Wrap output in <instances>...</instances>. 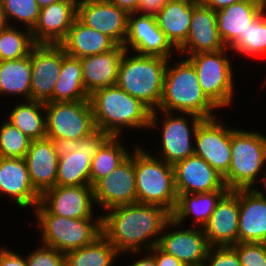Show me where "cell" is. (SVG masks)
<instances>
[{"label": "cell", "mask_w": 266, "mask_h": 266, "mask_svg": "<svg viewBox=\"0 0 266 266\" xmlns=\"http://www.w3.org/2000/svg\"><path fill=\"white\" fill-rule=\"evenodd\" d=\"M229 48L241 57L266 56V15L261 12Z\"/></svg>", "instance_id": "36"}, {"label": "cell", "mask_w": 266, "mask_h": 266, "mask_svg": "<svg viewBox=\"0 0 266 266\" xmlns=\"http://www.w3.org/2000/svg\"><path fill=\"white\" fill-rule=\"evenodd\" d=\"M0 266H28L26 256H21L16 251L9 249H0Z\"/></svg>", "instance_id": "43"}, {"label": "cell", "mask_w": 266, "mask_h": 266, "mask_svg": "<svg viewBox=\"0 0 266 266\" xmlns=\"http://www.w3.org/2000/svg\"><path fill=\"white\" fill-rule=\"evenodd\" d=\"M60 0H36L40 8L59 2Z\"/></svg>", "instance_id": "50"}, {"label": "cell", "mask_w": 266, "mask_h": 266, "mask_svg": "<svg viewBox=\"0 0 266 266\" xmlns=\"http://www.w3.org/2000/svg\"><path fill=\"white\" fill-rule=\"evenodd\" d=\"M243 0H200L199 2L218 11Z\"/></svg>", "instance_id": "47"}, {"label": "cell", "mask_w": 266, "mask_h": 266, "mask_svg": "<svg viewBox=\"0 0 266 266\" xmlns=\"http://www.w3.org/2000/svg\"><path fill=\"white\" fill-rule=\"evenodd\" d=\"M34 45L28 28L5 25L0 29V61L22 59Z\"/></svg>", "instance_id": "37"}, {"label": "cell", "mask_w": 266, "mask_h": 266, "mask_svg": "<svg viewBox=\"0 0 266 266\" xmlns=\"http://www.w3.org/2000/svg\"><path fill=\"white\" fill-rule=\"evenodd\" d=\"M204 266H241L237 252L231 246L210 247Z\"/></svg>", "instance_id": "42"}, {"label": "cell", "mask_w": 266, "mask_h": 266, "mask_svg": "<svg viewBox=\"0 0 266 266\" xmlns=\"http://www.w3.org/2000/svg\"><path fill=\"white\" fill-rule=\"evenodd\" d=\"M262 12L261 0H243L216 11L220 38L230 47Z\"/></svg>", "instance_id": "27"}, {"label": "cell", "mask_w": 266, "mask_h": 266, "mask_svg": "<svg viewBox=\"0 0 266 266\" xmlns=\"http://www.w3.org/2000/svg\"><path fill=\"white\" fill-rule=\"evenodd\" d=\"M78 0H60L40 8L38 21L31 30L35 44H60L77 18Z\"/></svg>", "instance_id": "22"}, {"label": "cell", "mask_w": 266, "mask_h": 266, "mask_svg": "<svg viewBox=\"0 0 266 266\" xmlns=\"http://www.w3.org/2000/svg\"><path fill=\"white\" fill-rule=\"evenodd\" d=\"M40 243L63 254L91 244L102 234L101 215L96 218H65L52 213H35Z\"/></svg>", "instance_id": "9"}, {"label": "cell", "mask_w": 266, "mask_h": 266, "mask_svg": "<svg viewBox=\"0 0 266 266\" xmlns=\"http://www.w3.org/2000/svg\"><path fill=\"white\" fill-rule=\"evenodd\" d=\"M262 12L266 15V0H261Z\"/></svg>", "instance_id": "53"}, {"label": "cell", "mask_w": 266, "mask_h": 266, "mask_svg": "<svg viewBox=\"0 0 266 266\" xmlns=\"http://www.w3.org/2000/svg\"><path fill=\"white\" fill-rule=\"evenodd\" d=\"M148 252L154 256L157 266H185L180 260L163 251L158 245H155Z\"/></svg>", "instance_id": "44"}, {"label": "cell", "mask_w": 266, "mask_h": 266, "mask_svg": "<svg viewBox=\"0 0 266 266\" xmlns=\"http://www.w3.org/2000/svg\"><path fill=\"white\" fill-rule=\"evenodd\" d=\"M46 137L80 140L96 130L90 100L47 102Z\"/></svg>", "instance_id": "10"}, {"label": "cell", "mask_w": 266, "mask_h": 266, "mask_svg": "<svg viewBox=\"0 0 266 266\" xmlns=\"http://www.w3.org/2000/svg\"><path fill=\"white\" fill-rule=\"evenodd\" d=\"M24 159L32 186L40 195L57 186L59 156L50 138L32 140Z\"/></svg>", "instance_id": "25"}, {"label": "cell", "mask_w": 266, "mask_h": 266, "mask_svg": "<svg viewBox=\"0 0 266 266\" xmlns=\"http://www.w3.org/2000/svg\"><path fill=\"white\" fill-rule=\"evenodd\" d=\"M93 187L55 186L40 195L39 204L33 213H52L65 218H95L96 205ZM95 215V216H94Z\"/></svg>", "instance_id": "11"}, {"label": "cell", "mask_w": 266, "mask_h": 266, "mask_svg": "<svg viewBox=\"0 0 266 266\" xmlns=\"http://www.w3.org/2000/svg\"><path fill=\"white\" fill-rule=\"evenodd\" d=\"M59 157L66 156L76 150L77 140L65 138H50Z\"/></svg>", "instance_id": "45"}, {"label": "cell", "mask_w": 266, "mask_h": 266, "mask_svg": "<svg viewBox=\"0 0 266 266\" xmlns=\"http://www.w3.org/2000/svg\"><path fill=\"white\" fill-rule=\"evenodd\" d=\"M174 60L168 59L158 110L190 113L203 119L216 117L219 109L203 93L194 66L184 57Z\"/></svg>", "instance_id": "3"}, {"label": "cell", "mask_w": 266, "mask_h": 266, "mask_svg": "<svg viewBox=\"0 0 266 266\" xmlns=\"http://www.w3.org/2000/svg\"><path fill=\"white\" fill-rule=\"evenodd\" d=\"M77 18L108 36L116 45H124L128 13L117 5L108 0H78Z\"/></svg>", "instance_id": "18"}, {"label": "cell", "mask_w": 266, "mask_h": 266, "mask_svg": "<svg viewBox=\"0 0 266 266\" xmlns=\"http://www.w3.org/2000/svg\"><path fill=\"white\" fill-rule=\"evenodd\" d=\"M6 25L19 27V24L32 30L36 25L40 7L36 0H0ZM12 19V20H11ZM16 20V21H15ZM13 22L16 24H13Z\"/></svg>", "instance_id": "38"}, {"label": "cell", "mask_w": 266, "mask_h": 266, "mask_svg": "<svg viewBox=\"0 0 266 266\" xmlns=\"http://www.w3.org/2000/svg\"><path fill=\"white\" fill-rule=\"evenodd\" d=\"M261 184H262L261 186L264 185L263 188H264V187H265V188L263 189V191H265V190H266V175H265L264 178L262 179ZM259 191H260L264 196H266V193H264V192L262 191V188H261Z\"/></svg>", "instance_id": "52"}, {"label": "cell", "mask_w": 266, "mask_h": 266, "mask_svg": "<svg viewBox=\"0 0 266 266\" xmlns=\"http://www.w3.org/2000/svg\"><path fill=\"white\" fill-rule=\"evenodd\" d=\"M89 100L85 91L80 58L65 54L61 72L55 84L51 102H75Z\"/></svg>", "instance_id": "32"}, {"label": "cell", "mask_w": 266, "mask_h": 266, "mask_svg": "<svg viewBox=\"0 0 266 266\" xmlns=\"http://www.w3.org/2000/svg\"><path fill=\"white\" fill-rule=\"evenodd\" d=\"M65 54L60 44H35L32 47L30 100L51 102Z\"/></svg>", "instance_id": "17"}, {"label": "cell", "mask_w": 266, "mask_h": 266, "mask_svg": "<svg viewBox=\"0 0 266 266\" xmlns=\"http://www.w3.org/2000/svg\"><path fill=\"white\" fill-rule=\"evenodd\" d=\"M31 76V51L22 59L0 61V95L30 100Z\"/></svg>", "instance_id": "31"}, {"label": "cell", "mask_w": 266, "mask_h": 266, "mask_svg": "<svg viewBox=\"0 0 266 266\" xmlns=\"http://www.w3.org/2000/svg\"><path fill=\"white\" fill-rule=\"evenodd\" d=\"M89 100L96 129L110 136L122 137L124 129H149L151 110L117 84L95 90Z\"/></svg>", "instance_id": "2"}, {"label": "cell", "mask_w": 266, "mask_h": 266, "mask_svg": "<svg viewBox=\"0 0 266 266\" xmlns=\"http://www.w3.org/2000/svg\"><path fill=\"white\" fill-rule=\"evenodd\" d=\"M129 53L125 50L120 60L117 85L151 111L157 110L163 95L168 59Z\"/></svg>", "instance_id": "4"}, {"label": "cell", "mask_w": 266, "mask_h": 266, "mask_svg": "<svg viewBox=\"0 0 266 266\" xmlns=\"http://www.w3.org/2000/svg\"><path fill=\"white\" fill-rule=\"evenodd\" d=\"M231 153L230 168L223 176L225 186L237 190L260 185L266 175V135L231 128Z\"/></svg>", "instance_id": "5"}, {"label": "cell", "mask_w": 266, "mask_h": 266, "mask_svg": "<svg viewBox=\"0 0 266 266\" xmlns=\"http://www.w3.org/2000/svg\"><path fill=\"white\" fill-rule=\"evenodd\" d=\"M10 112L6 119L28 138L37 140L46 137L45 103L22 100Z\"/></svg>", "instance_id": "33"}, {"label": "cell", "mask_w": 266, "mask_h": 266, "mask_svg": "<svg viewBox=\"0 0 266 266\" xmlns=\"http://www.w3.org/2000/svg\"><path fill=\"white\" fill-rule=\"evenodd\" d=\"M224 48L226 47L218 32L216 11L194 0L188 37L177 54L185 57Z\"/></svg>", "instance_id": "21"}, {"label": "cell", "mask_w": 266, "mask_h": 266, "mask_svg": "<svg viewBox=\"0 0 266 266\" xmlns=\"http://www.w3.org/2000/svg\"><path fill=\"white\" fill-rule=\"evenodd\" d=\"M105 212L101 215L102 235L122 255L140 256L142 251L158 245L163 228L171 219V213L162 206L139 202Z\"/></svg>", "instance_id": "1"}, {"label": "cell", "mask_w": 266, "mask_h": 266, "mask_svg": "<svg viewBox=\"0 0 266 266\" xmlns=\"http://www.w3.org/2000/svg\"><path fill=\"white\" fill-rule=\"evenodd\" d=\"M259 188L239 189L238 243L266 239V196Z\"/></svg>", "instance_id": "24"}, {"label": "cell", "mask_w": 266, "mask_h": 266, "mask_svg": "<svg viewBox=\"0 0 266 266\" xmlns=\"http://www.w3.org/2000/svg\"><path fill=\"white\" fill-rule=\"evenodd\" d=\"M142 256L143 257L138 260L134 261L133 259V261H131L132 263H129L130 265L127 266H157L155 258L150 252L148 253V251H146L145 255Z\"/></svg>", "instance_id": "49"}, {"label": "cell", "mask_w": 266, "mask_h": 266, "mask_svg": "<svg viewBox=\"0 0 266 266\" xmlns=\"http://www.w3.org/2000/svg\"><path fill=\"white\" fill-rule=\"evenodd\" d=\"M0 193L23 209L39 204L40 194L32 186L24 158L0 157Z\"/></svg>", "instance_id": "23"}, {"label": "cell", "mask_w": 266, "mask_h": 266, "mask_svg": "<svg viewBox=\"0 0 266 266\" xmlns=\"http://www.w3.org/2000/svg\"><path fill=\"white\" fill-rule=\"evenodd\" d=\"M227 191H213L209 193H184L178 194L177 203L174 211L171 213V218L179 223L192 217L193 227L203 228L209 221L214 209L220 198ZM197 225V226H196Z\"/></svg>", "instance_id": "30"}, {"label": "cell", "mask_w": 266, "mask_h": 266, "mask_svg": "<svg viewBox=\"0 0 266 266\" xmlns=\"http://www.w3.org/2000/svg\"><path fill=\"white\" fill-rule=\"evenodd\" d=\"M110 3L117 5L119 8L125 10L128 14L137 11L140 0H108Z\"/></svg>", "instance_id": "48"}, {"label": "cell", "mask_w": 266, "mask_h": 266, "mask_svg": "<svg viewBox=\"0 0 266 266\" xmlns=\"http://www.w3.org/2000/svg\"><path fill=\"white\" fill-rule=\"evenodd\" d=\"M122 256L101 234L91 244L65 254V266H114Z\"/></svg>", "instance_id": "34"}, {"label": "cell", "mask_w": 266, "mask_h": 266, "mask_svg": "<svg viewBox=\"0 0 266 266\" xmlns=\"http://www.w3.org/2000/svg\"><path fill=\"white\" fill-rule=\"evenodd\" d=\"M39 245L27 254L28 266H65V254L42 243Z\"/></svg>", "instance_id": "41"}, {"label": "cell", "mask_w": 266, "mask_h": 266, "mask_svg": "<svg viewBox=\"0 0 266 266\" xmlns=\"http://www.w3.org/2000/svg\"><path fill=\"white\" fill-rule=\"evenodd\" d=\"M31 139L11 124L7 119L0 125V157L24 158Z\"/></svg>", "instance_id": "39"}, {"label": "cell", "mask_w": 266, "mask_h": 266, "mask_svg": "<svg viewBox=\"0 0 266 266\" xmlns=\"http://www.w3.org/2000/svg\"><path fill=\"white\" fill-rule=\"evenodd\" d=\"M194 155L203 158L222 177L231 162V127L225 126L218 117L204 119L194 138Z\"/></svg>", "instance_id": "12"}, {"label": "cell", "mask_w": 266, "mask_h": 266, "mask_svg": "<svg viewBox=\"0 0 266 266\" xmlns=\"http://www.w3.org/2000/svg\"><path fill=\"white\" fill-rule=\"evenodd\" d=\"M110 137L96 129L84 139L77 140L76 150L58 159L57 186L90 185L92 158Z\"/></svg>", "instance_id": "15"}, {"label": "cell", "mask_w": 266, "mask_h": 266, "mask_svg": "<svg viewBox=\"0 0 266 266\" xmlns=\"http://www.w3.org/2000/svg\"><path fill=\"white\" fill-rule=\"evenodd\" d=\"M194 10V0H169L156 14L159 29L178 50L186 41Z\"/></svg>", "instance_id": "28"}, {"label": "cell", "mask_w": 266, "mask_h": 266, "mask_svg": "<svg viewBox=\"0 0 266 266\" xmlns=\"http://www.w3.org/2000/svg\"><path fill=\"white\" fill-rule=\"evenodd\" d=\"M60 45L66 54L78 58L102 54L116 46L108 36L86 26L78 18L75 19Z\"/></svg>", "instance_id": "29"}, {"label": "cell", "mask_w": 266, "mask_h": 266, "mask_svg": "<svg viewBox=\"0 0 266 266\" xmlns=\"http://www.w3.org/2000/svg\"><path fill=\"white\" fill-rule=\"evenodd\" d=\"M134 148L137 202L159 205L172 213L177 203L174 167L140 145Z\"/></svg>", "instance_id": "6"}, {"label": "cell", "mask_w": 266, "mask_h": 266, "mask_svg": "<svg viewBox=\"0 0 266 266\" xmlns=\"http://www.w3.org/2000/svg\"><path fill=\"white\" fill-rule=\"evenodd\" d=\"M203 120L190 113L166 112L158 109L151 111L149 130L154 128L156 130L158 127V130L161 129L159 140L161 148L156 152L158 158L174 166L177 162L194 155L196 130Z\"/></svg>", "instance_id": "7"}, {"label": "cell", "mask_w": 266, "mask_h": 266, "mask_svg": "<svg viewBox=\"0 0 266 266\" xmlns=\"http://www.w3.org/2000/svg\"><path fill=\"white\" fill-rule=\"evenodd\" d=\"M173 167L177 195L229 190L223 177L199 156L187 157Z\"/></svg>", "instance_id": "19"}, {"label": "cell", "mask_w": 266, "mask_h": 266, "mask_svg": "<svg viewBox=\"0 0 266 266\" xmlns=\"http://www.w3.org/2000/svg\"><path fill=\"white\" fill-rule=\"evenodd\" d=\"M227 51L229 53L230 48L185 57L194 66L203 93L219 111L232 107L237 92L233 64Z\"/></svg>", "instance_id": "8"}, {"label": "cell", "mask_w": 266, "mask_h": 266, "mask_svg": "<svg viewBox=\"0 0 266 266\" xmlns=\"http://www.w3.org/2000/svg\"><path fill=\"white\" fill-rule=\"evenodd\" d=\"M180 227L181 224L171 218L163 228L158 246L185 266L202 264L210 248L203 228Z\"/></svg>", "instance_id": "16"}, {"label": "cell", "mask_w": 266, "mask_h": 266, "mask_svg": "<svg viewBox=\"0 0 266 266\" xmlns=\"http://www.w3.org/2000/svg\"><path fill=\"white\" fill-rule=\"evenodd\" d=\"M169 0H140L136 13L155 15Z\"/></svg>", "instance_id": "46"}, {"label": "cell", "mask_w": 266, "mask_h": 266, "mask_svg": "<svg viewBox=\"0 0 266 266\" xmlns=\"http://www.w3.org/2000/svg\"><path fill=\"white\" fill-rule=\"evenodd\" d=\"M239 189L228 190L218 201L209 221L203 227L210 247L238 243Z\"/></svg>", "instance_id": "20"}, {"label": "cell", "mask_w": 266, "mask_h": 266, "mask_svg": "<svg viewBox=\"0 0 266 266\" xmlns=\"http://www.w3.org/2000/svg\"><path fill=\"white\" fill-rule=\"evenodd\" d=\"M132 153V154H131ZM93 186L95 205L104 211L137 202L134 150Z\"/></svg>", "instance_id": "14"}, {"label": "cell", "mask_w": 266, "mask_h": 266, "mask_svg": "<svg viewBox=\"0 0 266 266\" xmlns=\"http://www.w3.org/2000/svg\"><path fill=\"white\" fill-rule=\"evenodd\" d=\"M189 266H204V264H199V265H189Z\"/></svg>", "instance_id": "54"}, {"label": "cell", "mask_w": 266, "mask_h": 266, "mask_svg": "<svg viewBox=\"0 0 266 266\" xmlns=\"http://www.w3.org/2000/svg\"><path fill=\"white\" fill-rule=\"evenodd\" d=\"M125 50L123 45H116L108 52L80 58L84 88L88 95L117 84L118 67Z\"/></svg>", "instance_id": "26"}, {"label": "cell", "mask_w": 266, "mask_h": 266, "mask_svg": "<svg viewBox=\"0 0 266 266\" xmlns=\"http://www.w3.org/2000/svg\"><path fill=\"white\" fill-rule=\"evenodd\" d=\"M123 46L127 51L139 55L165 59H172L177 54V50L159 29L155 15L136 12L128 14L127 35Z\"/></svg>", "instance_id": "13"}, {"label": "cell", "mask_w": 266, "mask_h": 266, "mask_svg": "<svg viewBox=\"0 0 266 266\" xmlns=\"http://www.w3.org/2000/svg\"><path fill=\"white\" fill-rule=\"evenodd\" d=\"M123 143L122 137L111 136L92 158L90 185L93 187L100 179L109 175L131 153Z\"/></svg>", "instance_id": "35"}, {"label": "cell", "mask_w": 266, "mask_h": 266, "mask_svg": "<svg viewBox=\"0 0 266 266\" xmlns=\"http://www.w3.org/2000/svg\"><path fill=\"white\" fill-rule=\"evenodd\" d=\"M5 25L6 23L3 18L2 6H1V1H0V29L3 28Z\"/></svg>", "instance_id": "51"}, {"label": "cell", "mask_w": 266, "mask_h": 266, "mask_svg": "<svg viewBox=\"0 0 266 266\" xmlns=\"http://www.w3.org/2000/svg\"><path fill=\"white\" fill-rule=\"evenodd\" d=\"M241 266H266V246L263 243L242 242L231 246Z\"/></svg>", "instance_id": "40"}]
</instances>
